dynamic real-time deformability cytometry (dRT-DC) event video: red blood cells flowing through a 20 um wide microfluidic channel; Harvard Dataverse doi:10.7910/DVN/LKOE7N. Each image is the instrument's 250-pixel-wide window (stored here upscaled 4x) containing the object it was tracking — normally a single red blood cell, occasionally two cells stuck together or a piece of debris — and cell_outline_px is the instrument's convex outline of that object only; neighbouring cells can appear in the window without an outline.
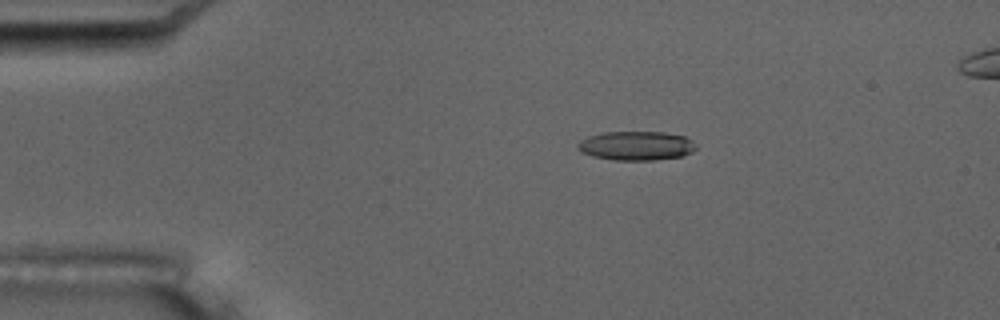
{"species": "common noctule bat (a hibernating species)", "species_latin": "Nyctalus noctula", "temperature_condition": "room temperature", "stored_images_in_passage": 54, "camera_frame_rate_fps": 3000, "um_per_image_px": 0.085, "animal": {"sex": "male", "body_mass_g": 17.5, "forearm_length_mm": 52.3}, "frame": {"image": 1, "passage_image": 9, "time_ms": 2.667, "image_size_px": [1000, 320], "cell_outline_px": [[696, 148], [692, 152], [684, 156], [656, 160], [612, 160], [592, 156], [580, 152], [576, 148], [576, 144], [580, 140], [588, 136], [604, 132], [664, 132], [684, 136], [692, 140]], "centroid_in_image_um": [54.05, 12.39], "position_along_channel_um": 30.9, "area_um2": 20.29}}
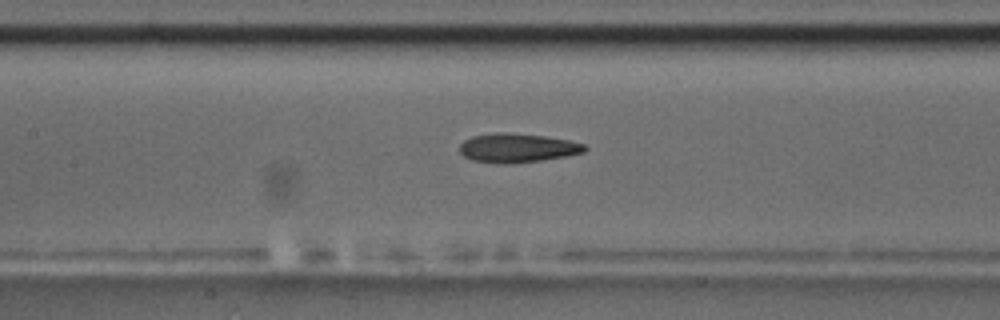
{"frame": {"image": 2, "passage_image": 24, "time_ms": 7.667, "image_size_px": [1000, 320], "cell_outline_px": [[588, 148], [584, 152], [568, 156], [540, 160], [504, 164], [472, 160], [464, 156], [460, 152], [460, 144], [464, 140], [472, 136], [492, 132], [504, 132], [544, 136], [568, 140], [584, 144]], "centroid_in_image_um": [43.96, 12.56], "position_along_channel_um": 163.4, "area_um2": 21.1}, "authors_computed_cell_mechanics": {"area_um2": 20.9236, "velocity_mm_per_s": 3.6602, "shape_relaxation_time_tau1_ms": 5.7454, "shape_relaxation_time_tau2_ms": 3.5043, "deformation_change_tau1": 0.1743, "deformation_change_tau2": 0.1393}}